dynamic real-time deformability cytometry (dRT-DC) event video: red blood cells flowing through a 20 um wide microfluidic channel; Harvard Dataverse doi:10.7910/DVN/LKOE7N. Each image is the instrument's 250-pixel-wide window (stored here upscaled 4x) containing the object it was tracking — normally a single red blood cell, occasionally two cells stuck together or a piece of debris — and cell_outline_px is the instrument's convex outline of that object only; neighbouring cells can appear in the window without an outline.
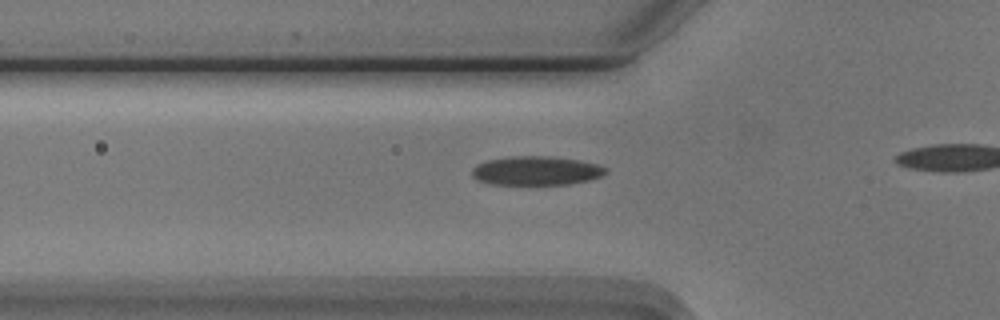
{"species": "Egyptian fruit bat (a non-hibernating species)", "species_latin": "Rousettus aegyptiacus", "temperature_condition": "cold", "stored_images_in_passage": 11, "camera_frame_rate_fps": 3000, "um_per_image_px": 0.085, "animal": {"sex": "male"}, "frame": {"image": 1, "passage_image": 2, "time_ms": 0.333, "image_size_px": [1000, 320], "cell_outline_px": [[608, 168], [600, 176], [588, 180], [568, 184], [492, 184], [480, 180], [472, 176], [472, 168], [476, 164], [488, 160], [516, 156], [548, 156], [580, 160], [596, 164]], "centroid_in_image_um": [45.57, 14.5], "position_along_channel_um": 80.2, "area_um2": 22.25}}
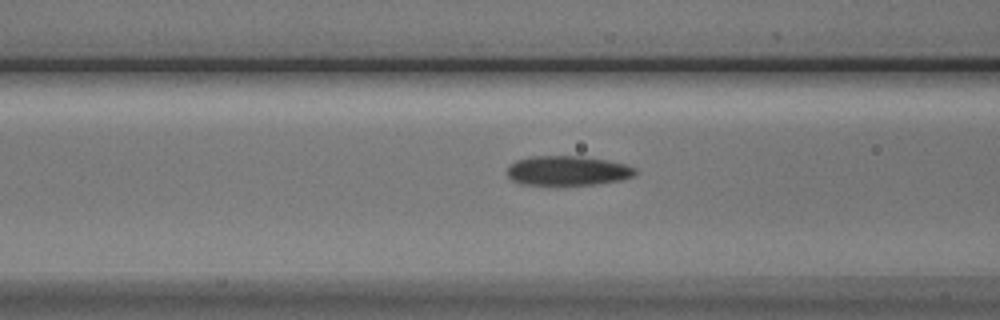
{"frame": {"image": 2, "passage_image": 5, "time_ms": 1.333, "image_size_px": [1000, 320], "cell_outline_px": [[636, 172], [632, 176], [620, 180], [592, 184], [520, 184], [512, 180], [508, 176], [508, 164], [516, 160], [528, 156], [584, 156], [608, 160], [624, 164], [636, 168]], "centroid_in_image_um": [48.21, 14.48], "position_along_channel_um": 118.4, "area_um2": 21.96}}
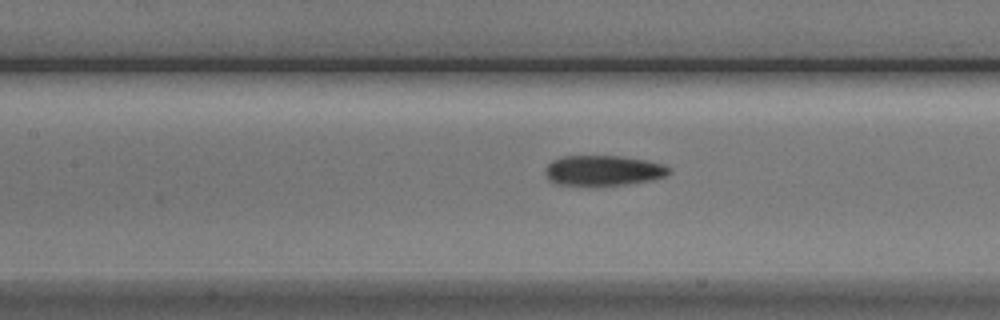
{"frame": {"image": 3, "passage_image": 8, "time_ms": 2.333, "image_size_px": [1000, 320], "cell_outline_px": [[672, 172], [664, 176], [652, 180], [624, 184], [592, 188], [560, 184], [552, 180], [544, 172], [548, 164], [552, 160], [560, 156], [620, 156], [644, 160], [664, 164]], "centroid_in_image_um": [51.26, 14.52], "position_along_channel_um": 156.1, "area_um2": 22.2}}